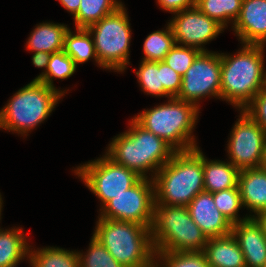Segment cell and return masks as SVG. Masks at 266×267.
Returning a JSON list of instances; mask_svg holds the SVG:
<instances>
[{
    "mask_svg": "<svg viewBox=\"0 0 266 267\" xmlns=\"http://www.w3.org/2000/svg\"><path fill=\"white\" fill-rule=\"evenodd\" d=\"M151 178L155 205L187 207L197 194L205 191L202 151L197 147L175 152Z\"/></svg>",
    "mask_w": 266,
    "mask_h": 267,
    "instance_id": "6da1fadb",
    "label": "cell"
},
{
    "mask_svg": "<svg viewBox=\"0 0 266 267\" xmlns=\"http://www.w3.org/2000/svg\"><path fill=\"white\" fill-rule=\"evenodd\" d=\"M234 56L221 53V94L232 106L243 110L266 87L264 46L242 45Z\"/></svg>",
    "mask_w": 266,
    "mask_h": 267,
    "instance_id": "7a4b0ae2",
    "label": "cell"
},
{
    "mask_svg": "<svg viewBox=\"0 0 266 267\" xmlns=\"http://www.w3.org/2000/svg\"><path fill=\"white\" fill-rule=\"evenodd\" d=\"M129 125L128 131L112 139L106 155L142 178H148L149 170L155 175L176 151L163 139L140 126L133 118Z\"/></svg>",
    "mask_w": 266,
    "mask_h": 267,
    "instance_id": "3957f363",
    "label": "cell"
},
{
    "mask_svg": "<svg viewBox=\"0 0 266 267\" xmlns=\"http://www.w3.org/2000/svg\"><path fill=\"white\" fill-rule=\"evenodd\" d=\"M93 236L123 267H154L151 229L131 221L99 218Z\"/></svg>",
    "mask_w": 266,
    "mask_h": 267,
    "instance_id": "277c9868",
    "label": "cell"
},
{
    "mask_svg": "<svg viewBox=\"0 0 266 267\" xmlns=\"http://www.w3.org/2000/svg\"><path fill=\"white\" fill-rule=\"evenodd\" d=\"M198 111L194 104L172 97L167 103L144 110L133 119L176 152L189 151L198 147L192 136Z\"/></svg>",
    "mask_w": 266,
    "mask_h": 267,
    "instance_id": "5b68a950",
    "label": "cell"
},
{
    "mask_svg": "<svg viewBox=\"0 0 266 267\" xmlns=\"http://www.w3.org/2000/svg\"><path fill=\"white\" fill-rule=\"evenodd\" d=\"M64 93L40 81H31L0 110V128L26 136L48 118Z\"/></svg>",
    "mask_w": 266,
    "mask_h": 267,
    "instance_id": "8992f818",
    "label": "cell"
},
{
    "mask_svg": "<svg viewBox=\"0 0 266 267\" xmlns=\"http://www.w3.org/2000/svg\"><path fill=\"white\" fill-rule=\"evenodd\" d=\"M155 251L201 252L208 238L190 217L186 206L155 205L151 226Z\"/></svg>",
    "mask_w": 266,
    "mask_h": 267,
    "instance_id": "52a82bcc",
    "label": "cell"
},
{
    "mask_svg": "<svg viewBox=\"0 0 266 267\" xmlns=\"http://www.w3.org/2000/svg\"><path fill=\"white\" fill-rule=\"evenodd\" d=\"M122 4L87 29L93 36L99 66L123 72L129 63L131 28Z\"/></svg>",
    "mask_w": 266,
    "mask_h": 267,
    "instance_id": "ba28073f",
    "label": "cell"
},
{
    "mask_svg": "<svg viewBox=\"0 0 266 267\" xmlns=\"http://www.w3.org/2000/svg\"><path fill=\"white\" fill-rule=\"evenodd\" d=\"M74 172L101 200V209L114 196L134 186L142 178L129 168L117 164L106 154L77 167Z\"/></svg>",
    "mask_w": 266,
    "mask_h": 267,
    "instance_id": "9c48e42d",
    "label": "cell"
},
{
    "mask_svg": "<svg viewBox=\"0 0 266 267\" xmlns=\"http://www.w3.org/2000/svg\"><path fill=\"white\" fill-rule=\"evenodd\" d=\"M154 184L152 178H141L134 186L114 196L98 218L131 221L151 229L154 218Z\"/></svg>",
    "mask_w": 266,
    "mask_h": 267,
    "instance_id": "30bf717a",
    "label": "cell"
},
{
    "mask_svg": "<svg viewBox=\"0 0 266 267\" xmlns=\"http://www.w3.org/2000/svg\"><path fill=\"white\" fill-rule=\"evenodd\" d=\"M221 54L201 52L182 76V86L177 99L190 102L199 108V100L206 96L220 99Z\"/></svg>",
    "mask_w": 266,
    "mask_h": 267,
    "instance_id": "8fae6325",
    "label": "cell"
},
{
    "mask_svg": "<svg viewBox=\"0 0 266 267\" xmlns=\"http://www.w3.org/2000/svg\"><path fill=\"white\" fill-rule=\"evenodd\" d=\"M240 114L227 147L230 162L239 170L261 167L266 132L246 112Z\"/></svg>",
    "mask_w": 266,
    "mask_h": 267,
    "instance_id": "7c38bea8",
    "label": "cell"
},
{
    "mask_svg": "<svg viewBox=\"0 0 266 267\" xmlns=\"http://www.w3.org/2000/svg\"><path fill=\"white\" fill-rule=\"evenodd\" d=\"M176 44L208 52L203 44L213 40L225 28L216 20L202 13L196 6L175 13L169 22ZM202 45V46H201Z\"/></svg>",
    "mask_w": 266,
    "mask_h": 267,
    "instance_id": "4fadbf2b",
    "label": "cell"
},
{
    "mask_svg": "<svg viewBox=\"0 0 266 267\" xmlns=\"http://www.w3.org/2000/svg\"><path fill=\"white\" fill-rule=\"evenodd\" d=\"M187 209L192 220L207 238L231 233L232 223L217 209L212 193L203 191L197 194Z\"/></svg>",
    "mask_w": 266,
    "mask_h": 267,
    "instance_id": "5bb4252c",
    "label": "cell"
},
{
    "mask_svg": "<svg viewBox=\"0 0 266 267\" xmlns=\"http://www.w3.org/2000/svg\"><path fill=\"white\" fill-rule=\"evenodd\" d=\"M241 44L265 45L266 0H243L238 19L233 24Z\"/></svg>",
    "mask_w": 266,
    "mask_h": 267,
    "instance_id": "9a60e30c",
    "label": "cell"
},
{
    "mask_svg": "<svg viewBox=\"0 0 266 267\" xmlns=\"http://www.w3.org/2000/svg\"><path fill=\"white\" fill-rule=\"evenodd\" d=\"M231 234L245 258L246 267H264L266 262V236L254 217L232 224Z\"/></svg>",
    "mask_w": 266,
    "mask_h": 267,
    "instance_id": "2e32d148",
    "label": "cell"
},
{
    "mask_svg": "<svg viewBox=\"0 0 266 267\" xmlns=\"http://www.w3.org/2000/svg\"><path fill=\"white\" fill-rule=\"evenodd\" d=\"M238 187L244 207L255 215L266 210V170L262 167L240 170Z\"/></svg>",
    "mask_w": 266,
    "mask_h": 267,
    "instance_id": "e0dca14e",
    "label": "cell"
},
{
    "mask_svg": "<svg viewBox=\"0 0 266 267\" xmlns=\"http://www.w3.org/2000/svg\"><path fill=\"white\" fill-rule=\"evenodd\" d=\"M203 252L210 267H246L242 250L231 233L208 238Z\"/></svg>",
    "mask_w": 266,
    "mask_h": 267,
    "instance_id": "ac0fdd59",
    "label": "cell"
},
{
    "mask_svg": "<svg viewBox=\"0 0 266 267\" xmlns=\"http://www.w3.org/2000/svg\"><path fill=\"white\" fill-rule=\"evenodd\" d=\"M240 170L230 161L207 160L203 155L204 190L214 193L238 186Z\"/></svg>",
    "mask_w": 266,
    "mask_h": 267,
    "instance_id": "d6986e66",
    "label": "cell"
},
{
    "mask_svg": "<svg viewBox=\"0 0 266 267\" xmlns=\"http://www.w3.org/2000/svg\"><path fill=\"white\" fill-rule=\"evenodd\" d=\"M69 28L64 24L43 22L31 32L27 49L31 52L44 51L50 54L63 50L64 38Z\"/></svg>",
    "mask_w": 266,
    "mask_h": 267,
    "instance_id": "ffe728a7",
    "label": "cell"
},
{
    "mask_svg": "<svg viewBox=\"0 0 266 267\" xmlns=\"http://www.w3.org/2000/svg\"><path fill=\"white\" fill-rule=\"evenodd\" d=\"M26 241L22 228L0 229V267L28 259L31 249Z\"/></svg>",
    "mask_w": 266,
    "mask_h": 267,
    "instance_id": "44dd1931",
    "label": "cell"
},
{
    "mask_svg": "<svg viewBox=\"0 0 266 267\" xmlns=\"http://www.w3.org/2000/svg\"><path fill=\"white\" fill-rule=\"evenodd\" d=\"M63 51L74 60L76 65L85 63L90 58L95 59L99 65L93 37L86 28H76V33L69 29L64 38Z\"/></svg>",
    "mask_w": 266,
    "mask_h": 267,
    "instance_id": "7402d4cb",
    "label": "cell"
},
{
    "mask_svg": "<svg viewBox=\"0 0 266 267\" xmlns=\"http://www.w3.org/2000/svg\"><path fill=\"white\" fill-rule=\"evenodd\" d=\"M28 258L32 267H79L77 251L58 247L31 250Z\"/></svg>",
    "mask_w": 266,
    "mask_h": 267,
    "instance_id": "603a6c76",
    "label": "cell"
},
{
    "mask_svg": "<svg viewBox=\"0 0 266 267\" xmlns=\"http://www.w3.org/2000/svg\"><path fill=\"white\" fill-rule=\"evenodd\" d=\"M121 5L122 2L117 0H80L79 10L74 16L75 26L87 29Z\"/></svg>",
    "mask_w": 266,
    "mask_h": 267,
    "instance_id": "cb8c5ba5",
    "label": "cell"
},
{
    "mask_svg": "<svg viewBox=\"0 0 266 267\" xmlns=\"http://www.w3.org/2000/svg\"><path fill=\"white\" fill-rule=\"evenodd\" d=\"M243 0H197L196 7L205 15L216 20L224 28L238 19Z\"/></svg>",
    "mask_w": 266,
    "mask_h": 267,
    "instance_id": "d4e9b609",
    "label": "cell"
},
{
    "mask_svg": "<svg viewBox=\"0 0 266 267\" xmlns=\"http://www.w3.org/2000/svg\"><path fill=\"white\" fill-rule=\"evenodd\" d=\"M166 30H157L149 34L143 44L144 61H163L167 53L176 44L173 30L168 22Z\"/></svg>",
    "mask_w": 266,
    "mask_h": 267,
    "instance_id": "484cf974",
    "label": "cell"
},
{
    "mask_svg": "<svg viewBox=\"0 0 266 267\" xmlns=\"http://www.w3.org/2000/svg\"><path fill=\"white\" fill-rule=\"evenodd\" d=\"M77 65L74 60L63 50L52 53L49 58L47 70L37 76L34 81H40L49 87H54L53 78L66 79L76 71Z\"/></svg>",
    "mask_w": 266,
    "mask_h": 267,
    "instance_id": "4316f807",
    "label": "cell"
},
{
    "mask_svg": "<svg viewBox=\"0 0 266 267\" xmlns=\"http://www.w3.org/2000/svg\"><path fill=\"white\" fill-rule=\"evenodd\" d=\"M141 88L147 94L156 97L172 98L165 90L161 77V61H144L140 63L139 70L135 72Z\"/></svg>",
    "mask_w": 266,
    "mask_h": 267,
    "instance_id": "83f0119b",
    "label": "cell"
},
{
    "mask_svg": "<svg viewBox=\"0 0 266 267\" xmlns=\"http://www.w3.org/2000/svg\"><path fill=\"white\" fill-rule=\"evenodd\" d=\"M158 258V259H157ZM154 267H210L203 251L201 252H168L155 251ZM157 260H161L162 265ZM163 260V262H162ZM165 265V266H164Z\"/></svg>",
    "mask_w": 266,
    "mask_h": 267,
    "instance_id": "f1b7e54d",
    "label": "cell"
},
{
    "mask_svg": "<svg viewBox=\"0 0 266 267\" xmlns=\"http://www.w3.org/2000/svg\"><path fill=\"white\" fill-rule=\"evenodd\" d=\"M217 209L232 223L244 221L252 215L245 218H238L239 209L243 207L241 202L239 187H234L226 190H221L212 193Z\"/></svg>",
    "mask_w": 266,
    "mask_h": 267,
    "instance_id": "f546056e",
    "label": "cell"
},
{
    "mask_svg": "<svg viewBox=\"0 0 266 267\" xmlns=\"http://www.w3.org/2000/svg\"><path fill=\"white\" fill-rule=\"evenodd\" d=\"M86 255L78 253L79 267H123L108 250L92 236Z\"/></svg>",
    "mask_w": 266,
    "mask_h": 267,
    "instance_id": "4dcf8cb0",
    "label": "cell"
},
{
    "mask_svg": "<svg viewBox=\"0 0 266 267\" xmlns=\"http://www.w3.org/2000/svg\"><path fill=\"white\" fill-rule=\"evenodd\" d=\"M200 53L196 48L175 44L163 61L183 76Z\"/></svg>",
    "mask_w": 266,
    "mask_h": 267,
    "instance_id": "1f68e13d",
    "label": "cell"
},
{
    "mask_svg": "<svg viewBox=\"0 0 266 267\" xmlns=\"http://www.w3.org/2000/svg\"><path fill=\"white\" fill-rule=\"evenodd\" d=\"M266 132V87L259 91L243 109Z\"/></svg>",
    "mask_w": 266,
    "mask_h": 267,
    "instance_id": "d6a6232c",
    "label": "cell"
},
{
    "mask_svg": "<svg viewBox=\"0 0 266 267\" xmlns=\"http://www.w3.org/2000/svg\"><path fill=\"white\" fill-rule=\"evenodd\" d=\"M161 77L164 90L171 97H177L182 86V76L161 61Z\"/></svg>",
    "mask_w": 266,
    "mask_h": 267,
    "instance_id": "836d02e7",
    "label": "cell"
},
{
    "mask_svg": "<svg viewBox=\"0 0 266 267\" xmlns=\"http://www.w3.org/2000/svg\"><path fill=\"white\" fill-rule=\"evenodd\" d=\"M157 2L162 9L174 14L197 5V0H157Z\"/></svg>",
    "mask_w": 266,
    "mask_h": 267,
    "instance_id": "e575fe53",
    "label": "cell"
},
{
    "mask_svg": "<svg viewBox=\"0 0 266 267\" xmlns=\"http://www.w3.org/2000/svg\"><path fill=\"white\" fill-rule=\"evenodd\" d=\"M50 53L44 51H37L32 56V62L35 67L46 68L48 67Z\"/></svg>",
    "mask_w": 266,
    "mask_h": 267,
    "instance_id": "d590c367",
    "label": "cell"
},
{
    "mask_svg": "<svg viewBox=\"0 0 266 267\" xmlns=\"http://www.w3.org/2000/svg\"><path fill=\"white\" fill-rule=\"evenodd\" d=\"M61 5L73 16H75L79 10L80 0H58Z\"/></svg>",
    "mask_w": 266,
    "mask_h": 267,
    "instance_id": "8d00e7d4",
    "label": "cell"
},
{
    "mask_svg": "<svg viewBox=\"0 0 266 267\" xmlns=\"http://www.w3.org/2000/svg\"><path fill=\"white\" fill-rule=\"evenodd\" d=\"M252 217H254L256 221L261 225L266 236V210L258 213L257 216L253 215Z\"/></svg>",
    "mask_w": 266,
    "mask_h": 267,
    "instance_id": "74e56055",
    "label": "cell"
},
{
    "mask_svg": "<svg viewBox=\"0 0 266 267\" xmlns=\"http://www.w3.org/2000/svg\"><path fill=\"white\" fill-rule=\"evenodd\" d=\"M261 167H262L264 170H266V142H265L264 155H263V161H262Z\"/></svg>",
    "mask_w": 266,
    "mask_h": 267,
    "instance_id": "f35d334b",
    "label": "cell"
},
{
    "mask_svg": "<svg viewBox=\"0 0 266 267\" xmlns=\"http://www.w3.org/2000/svg\"><path fill=\"white\" fill-rule=\"evenodd\" d=\"M2 197H1V194H0V220H1V211H2Z\"/></svg>",
    "mask_w": 266,
    "mask_h": 267,
    "instance_id": "ab89813d",
    "label": "cell"
},
{
    "mask_svg": "<svg viewBox=\"0 0 266 267\" xmlns=\"http://www.w3.org/2000/svg\"><path fill=\"white\" fill-rule=\"evenodd\" d=\"M19 263H15V264H11V265H7V266H1V267H16Z\"/></svg>",
    "mask_w": 266,
    "mask_h": 267,
    "instance_id": "60d3db41",
    "label": "cell"
}]
</instances>
